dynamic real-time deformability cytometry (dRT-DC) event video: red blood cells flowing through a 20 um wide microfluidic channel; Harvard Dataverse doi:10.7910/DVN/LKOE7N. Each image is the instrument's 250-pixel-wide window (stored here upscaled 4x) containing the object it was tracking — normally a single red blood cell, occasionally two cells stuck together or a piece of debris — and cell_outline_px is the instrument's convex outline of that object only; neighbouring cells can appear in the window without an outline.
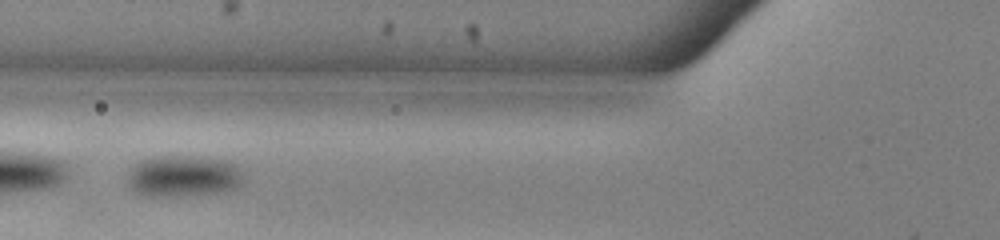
{"species": "common noctule bat (a hibernating species)", "species_latin": "Nyctalus noctula", "temperature_condition": "warm", "stored_images_in_passage": 52, "camera_frame_rate_fps": 3000, "um_per_image_px": 0.085, "animal": {"sex": "male", "body_mass_g": 13.0, "forearm_length_mm": 53.1}, "frame": {"image": 1, "passage_image": 20, "time_ms": 6.333, "image_size_px": [1000, 240], "cell_outline_px": [[240, 184], [232, 188], [216, 192], [172, 196], [148, 196], [136, 192], [132, 188], [128, 180], [128, 172], [132, 164], [140, 160], [152, 156], [200, 156], [224, 160], [236, 164], [240, 168]], "centroid_in_image_um": [15.51, 14.93], "position_along_channel_um": 110.3, "area_um2": 27.74}}
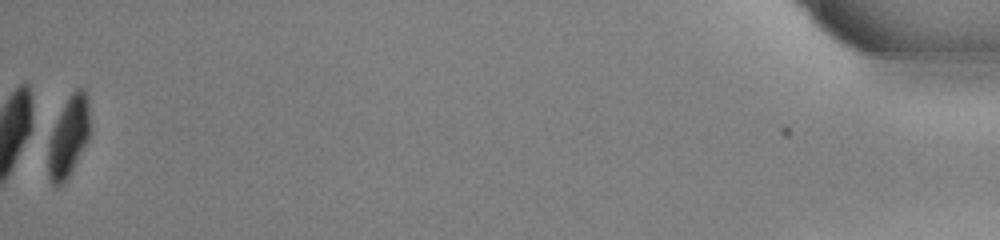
{"frame": {"image": 2, "passage_image": 52, "time_ms": 17.0, "image_size_px": [1000, 240], "cell_outline_px": [[88, 140], [68, 176], [56, 188], [52, 184], [48, 176], [48, 144], [52, 132], [60, 112], [68, 96], [76, 88], [84, 88], [88, 96]], "centroid_in_image_um": [5.81, 11.61], "position_along_channel_um": 429.4, "area_um2": 19.07}, "authors_computed_cell_mechanics": {"area_um2": 26.9059, "velocity_mm_per_s": 3.9388, "shape_relaxation_time_tau1_ms": 3.3917, "shape_relaxation_time_tau2_ms": null, "deformation_change_tau1": 0.083, "deformation_change_tau2": null}}